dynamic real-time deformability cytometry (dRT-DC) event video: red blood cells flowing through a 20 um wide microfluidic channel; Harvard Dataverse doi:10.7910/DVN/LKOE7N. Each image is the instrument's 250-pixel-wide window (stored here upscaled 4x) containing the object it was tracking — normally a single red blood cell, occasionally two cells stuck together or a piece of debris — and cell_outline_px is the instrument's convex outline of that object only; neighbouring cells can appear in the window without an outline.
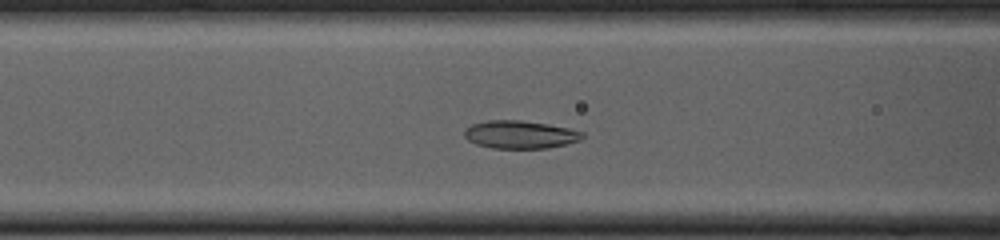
{"species": "common noctule bat (a hibernating species)", "species_latin": "Nyctalus noctula", "temperature_condition": "cold", "stored_images_in_passage": 44, "camera_frame_rate_fps": 3000, "um_per_image_px": 0.085, "animal": {"sex": "female", "body_mass_g": 23.0, "forearm_length_mm": 53.4}, "frame": {"image": 1, "passage_image": 11, "time_ms": 3.333, "image_size_px": [1000, 240], "cell_outline_px": [[584, 136], [580, 140], [568, 144], [548, 148], [492, 148], [476, 144], [468, 140], [464, 136], [464, 132], [472, 124], [488, 120], [520, 120], [548, 124], [568, 128], [584, 132]], "centroid_in_image_um": [44.23, 11.44], "position_along_channel_um": 122.4, "area_um2": 19.19}}
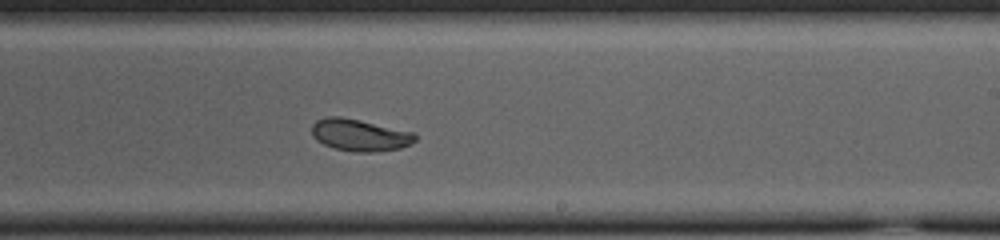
{"frame": {"image": 2, "passage_image": 22, "time_ms": 7.0, "image_size_px": [1000, 240], "cell_outline_px": [[416, 140], [400, 148], [376, 152], [356, 152], [332, 148], [316, 140], [312, 136], [312, 124], [316, 120], [328, 116], [340, 116], [360, 120], [416, 132]], "centroid_in_image_um": [30.57, 11.47], "position_along_channel_um": 258.4, "area_um2": 19.42}}
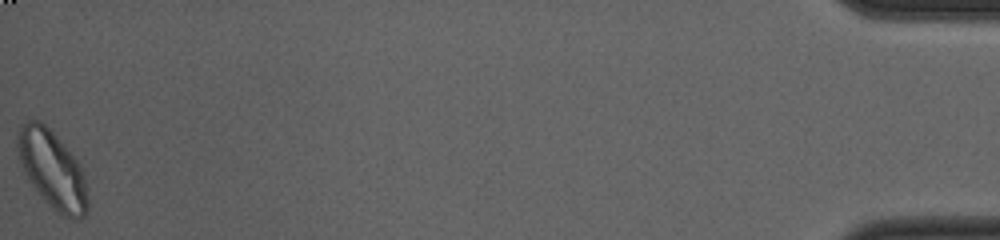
{"frame": {"image": 3, "passage_image": 44, "time_ms": 14.333, "image_size_px": [1000, 240], "cell_outline_px": [[88, 212], [80, 220], [72, 220], [64, 216], [48, 204], [24, 172], [20, 160], [16, 144], [16, 136], [20, 128], [28, 120], [40, 120], [64, 144], [80, 164], [84, 176], [88, 196]], "centroid_in_image_um": [4.48, 14.43], "position_along_channel_um": 430.7, "area_um2": 31.5}, "authors_computed_cell_mechanics": {"area_um2": 20.2589, "velocity_mm_per_s": 3.7223, "shape_relaxation_time_tau1_ms": null, "shape_relaxation_time_tau2_ms": 6.7773, "deformation_change_tau1": null, "deformation_change_tau2": 0.0964}}